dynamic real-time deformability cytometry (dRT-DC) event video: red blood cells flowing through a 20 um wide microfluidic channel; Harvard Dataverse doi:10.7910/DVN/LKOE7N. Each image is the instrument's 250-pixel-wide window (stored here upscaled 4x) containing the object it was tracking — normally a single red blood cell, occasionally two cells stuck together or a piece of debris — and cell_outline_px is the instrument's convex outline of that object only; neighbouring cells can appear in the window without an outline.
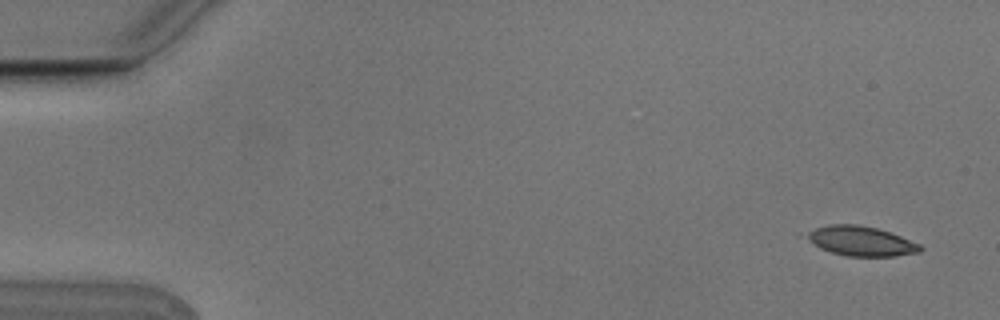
{"species": "Egyptian fruit bat (a non-hibernating species)", "species_latin": "Rousettus aegyptiacus", "temperature_condition": "cold", "stored_images_in_passage": 5, "camera_frame_rate_fps": 3000, "um_per_image_px": 0.085, "animal": {"sex": "male"}, "frame": {"image": 1, "passage_image": 1, "time_ms": 0.0, "image_size_px": [1000, 320], "cell_outline_px": [[924, 248], [920, 252], [892, 256], [848, 256], [832, 252], [820, 248], [804, 236], [808, 232], [816, 228], [828, 224], [856, 224], [876, 228], [900, 236], [920, 244]], "centroid_in_image_um": [73.19, 20.49], "position_along_channel_um": 11.8, "area_um2": 19.36}}